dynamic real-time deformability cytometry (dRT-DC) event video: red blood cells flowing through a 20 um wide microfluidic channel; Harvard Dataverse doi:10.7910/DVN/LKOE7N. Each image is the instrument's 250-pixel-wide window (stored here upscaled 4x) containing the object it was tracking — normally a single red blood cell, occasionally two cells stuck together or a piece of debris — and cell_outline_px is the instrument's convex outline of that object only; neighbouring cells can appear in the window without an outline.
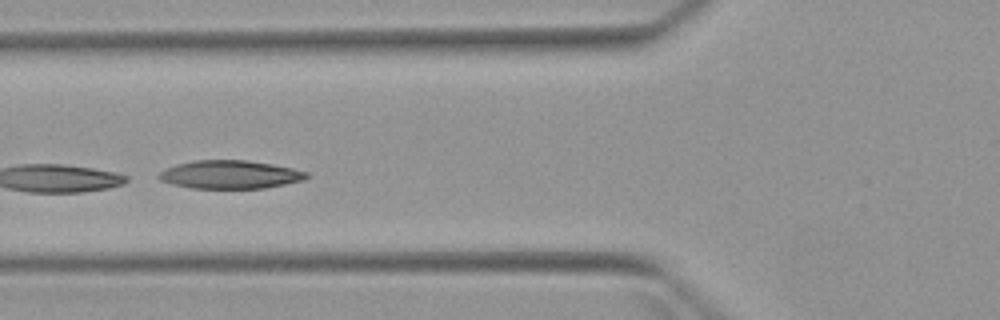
{"species": "Egyptian fruit bat (a non-hibernating species)", "species_latin": "Rousettus aegyptiacus", "temperature_condition": "warm", "stored_images_in_passage": 8, "camera_frame_rate_fps": 3000, "um_per_image_px": 0.085, "animal": {"sex": "female"}, "frame": {"image": 1, "passage_image": 5, "time_ms": 4.667, "image_size_px": [1000, 320], "cell_outline_px": [[308, 176], [304, 180], [264, 188], [192, 188], [172, 184], [160, 180], [156, 176], [160, 172], [176, 164], [196, 160], [248, 160], [272, 164], [292, 168], [308, 172]], "centroid_in_image_um": [19.55, 14.83], "position_along_channel_um": 106.2, "area_um2": 24.22}}
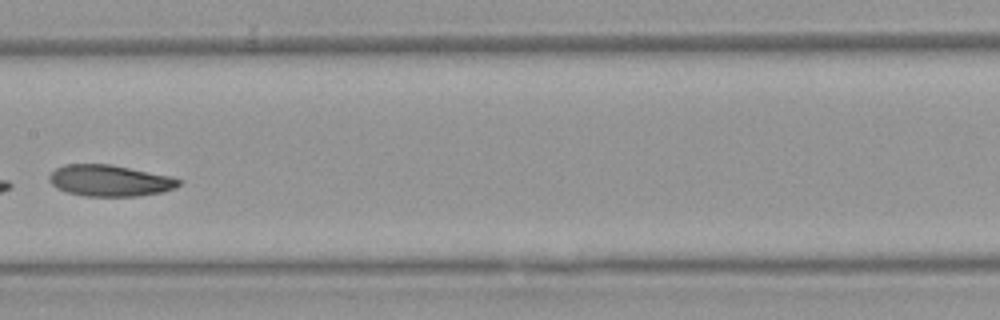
{"frame": {"image": 2, "passage_image": 7, "time_ms": 7.0, "image_size_px": [1000, 320], "cell_outline_px": [[184, 180], [176, 188], [164, 192], [136, 196], [84, 196], [68, 192], [56, 188], [48, 180], [48, 176], [56, 168], [64, 164], [112, 164], [172, 176]], "centroid_in_image_um": [9.37, 15.35], "position_along_channel_um": 198.0, "area_um2": 23.99}}
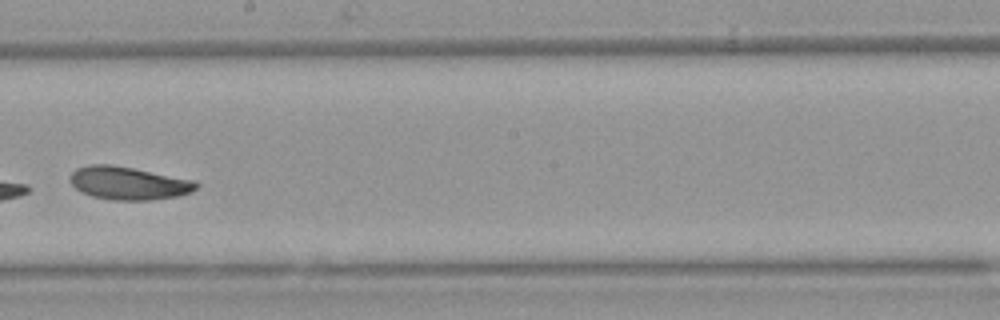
{"frame": {"image": 3, "passage_image": 8, "time_ms": 8.0, "image_size_px": [1000, 320], "cell_outline_px": [[200, 184], [192, 192], [176, 196], [152, 200], [112, 200], [92, 196], [80, 192], [72, 184], [68, 176], [76, 168], [88, 164], [112, 164], [196, 180]], "centroid_in_image_um": [10.91, 15.56], "position_along_channel_um": 237.3, "area_um2": 24.51}}